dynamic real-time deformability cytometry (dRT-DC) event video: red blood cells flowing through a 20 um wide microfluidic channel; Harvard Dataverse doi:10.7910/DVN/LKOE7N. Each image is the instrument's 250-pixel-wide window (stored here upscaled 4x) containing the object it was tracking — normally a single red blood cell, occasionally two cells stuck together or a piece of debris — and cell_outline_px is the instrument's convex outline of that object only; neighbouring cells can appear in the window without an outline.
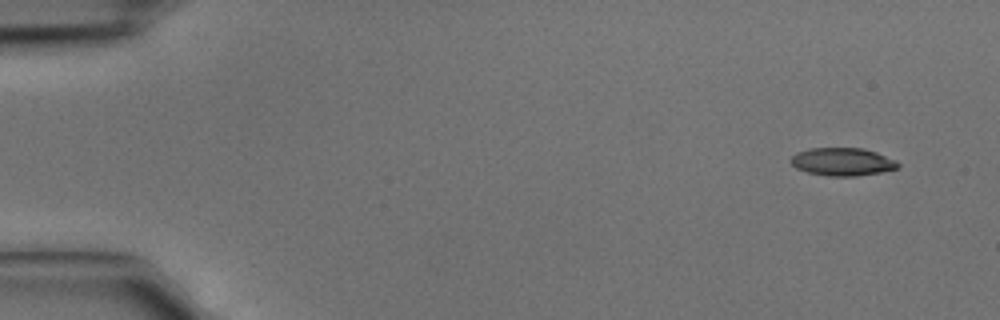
{"species": "common noctule bat (a hibernating species)", "species_latin": "Nyctalus noctula", "temperature_condition": "cold", "stored_images_in_passage": 3, "camera_frame_rate_fps": 3000, "um_per_image_px": 0.085, "animal": {"sex": "male", "body_mass_g": 15.6}, "frame": {"image": 1, "passage_image": 1, "time_ms": 0.0, "image_size_px": [1000, 320], "cell_outline_px": [[900, 168], [880, 172], [856, 176], [828, 176], [808, 172], [796, 168], [792, 164], [792, 156], [796, 152], [808, 148], [864, 148], [876, 152], [896, 160], [900, 164]], "centroid_in_image_um": [71.63, 13.74], "position_along_channel_um": 13.4, "area_um2": 17.46}}
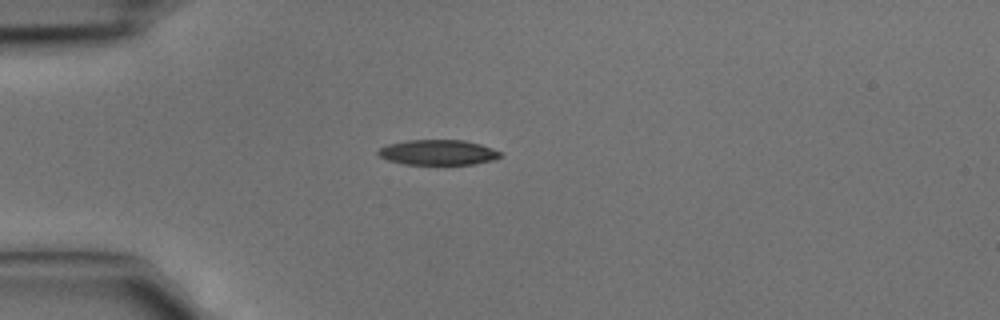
{"frame": {"image": 2, "passage_image": 3, "time_ms": 0.667, "image_size_px": [1000, 320], "cell_outline_px": [[500, 156], [492, 160], [472, 164], [404, 164], [388, 160], [380, 156], [376, 152], [380, 148], [388, 144], [408, 140], [464, 140], [480, 144], [492, 148], [500, 152]], "centroid_in_image_um": [37.2, 12.95], "position_along_channel_um": 47.8, "area_um2": 17.74}}